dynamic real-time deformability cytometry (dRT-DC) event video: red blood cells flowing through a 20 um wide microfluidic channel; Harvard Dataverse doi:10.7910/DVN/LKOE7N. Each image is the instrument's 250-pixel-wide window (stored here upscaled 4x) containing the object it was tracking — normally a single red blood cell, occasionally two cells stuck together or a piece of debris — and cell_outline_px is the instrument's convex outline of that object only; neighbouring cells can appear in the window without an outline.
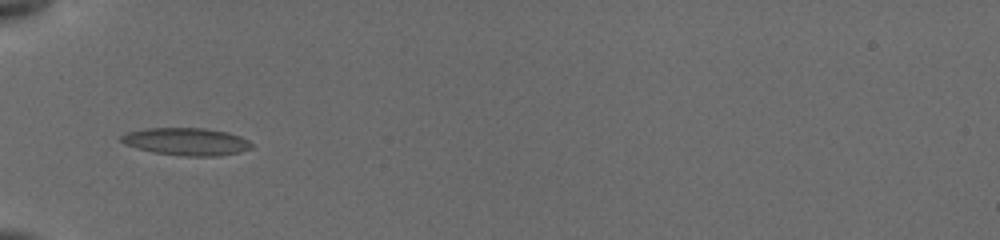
{"species": "common noctule bat (a hibernating species)", "species_latin": "Nyctalus noctula", "temperature_condition": "cold", "stored_images_in_passage": 12, "camera_frame_rate_fps": 3000, "um_per_image_px": 0.085, "animal": {"sex": "female", "body_mass_g": 19.5, "forearm_length_mm": 54.1}, "frame": {"image": 1, "passage_image": 3, "time_ms": 1.0, "image_size_px": [1000, 240], "cell_outline_px": [[252, 148], [240, 152], [220, 156], [184, 156], [152, 152], [136, 148], [124, 144], [120, 140], [120, 136], [128, 132], [144, 128], [204, 128], [228, 132], [240, 136], [248, 140], [252, 144]], "centroid_in_image_um": [15.84, 12.04], "position_along_channel_um": 69.2, "area_um2": 21.04}}
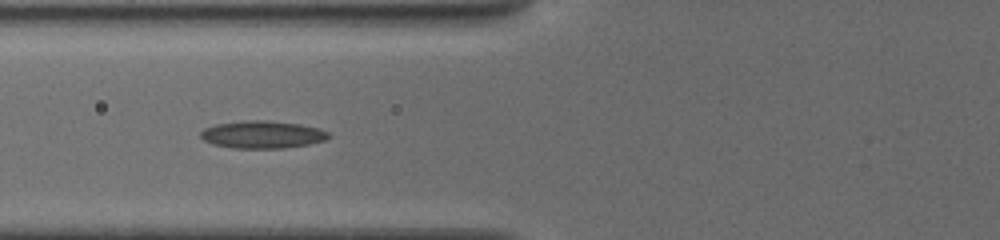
{"frame": {"image": 2, "passage_image": 6, "time_ms": 2.0, "image_size_px": [1000, 240], "cell_outline_px": [[332, 136], [324, 140], [308, 144], [284, 148], [232, 148], [212, 144], [204, 140], [200, 136], [200, 132], [204, 128], [216, 124], [244, 120], [268, 120], [300, 124], [320, 128], [328, 132]], "centroid_in_image_um": [22.3, 11.43], "position_along_channel_um": 103.5, "area_um2": 20.63}}
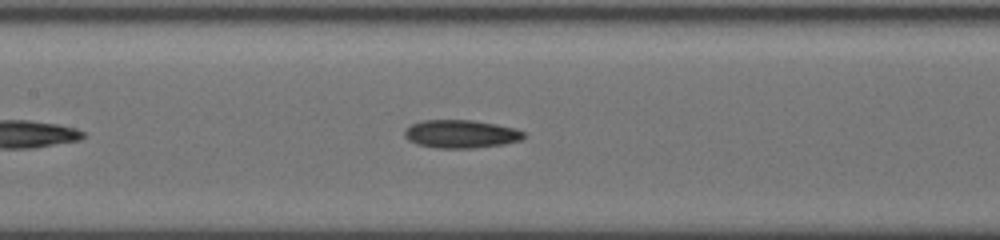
{"frame": {"image": 3, "passage_image": 10, "time_ms": 3.667, "image_size_px": [1000, 240], "cell_outline_px": [[524, 136], [520, 140], [504, 144], [472, 148], [436, 148], [416, 144], [408, 140], [404, 136], [404, 128], [412, 124], [424, 120], [468, 120], [516, 128], [524, 132]], "centroid_in_image_um": [39.13, 11.39], "position_along_channel_um": 168.3, "area_um2": 19.42}}